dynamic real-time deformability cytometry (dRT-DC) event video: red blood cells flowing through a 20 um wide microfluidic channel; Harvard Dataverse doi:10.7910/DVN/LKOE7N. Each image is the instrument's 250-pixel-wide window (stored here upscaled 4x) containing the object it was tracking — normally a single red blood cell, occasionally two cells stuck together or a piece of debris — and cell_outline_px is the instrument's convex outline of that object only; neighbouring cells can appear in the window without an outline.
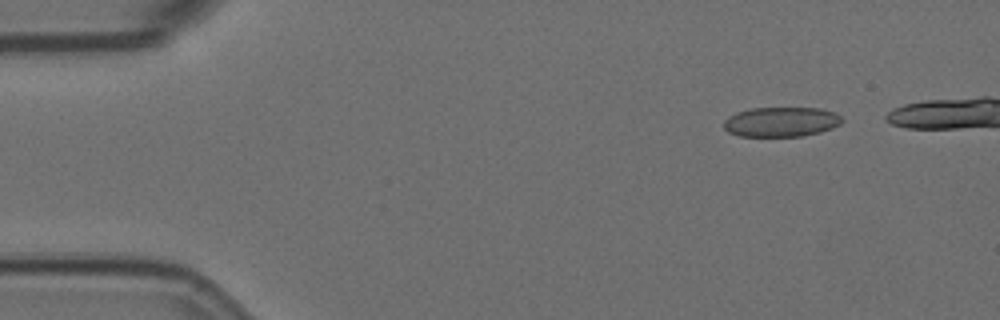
{"species": "Egyptian fruit bat (a non-hibernating species)", "species_latin": "Rousettus aegyptiacus", "temperature_condition": "room temperature", "stored_images_in_passage": 5, "camera_frame_rate_fps": 3000, "um_per_image_px": 0.085, "animal": {"sex": "female"}, "frame": {"image": 1, "passage_image": 1, "time_ms": 0.0, "image_size_px": [1000, 320], "cell_outline_px": [[844, 120], [840, 124], [832, 128], [820, 132], [800, 136], [740, 136], [728, 132], [724, 128], [724, 120], [728, 116], [736, 112], [752, 108], [820, 108], [832, 112], [840, 116]], "centroid_in_image_um": [66.38, 10.36], "position_along_channel_um": 18.6, "area_um2": 20.46}}